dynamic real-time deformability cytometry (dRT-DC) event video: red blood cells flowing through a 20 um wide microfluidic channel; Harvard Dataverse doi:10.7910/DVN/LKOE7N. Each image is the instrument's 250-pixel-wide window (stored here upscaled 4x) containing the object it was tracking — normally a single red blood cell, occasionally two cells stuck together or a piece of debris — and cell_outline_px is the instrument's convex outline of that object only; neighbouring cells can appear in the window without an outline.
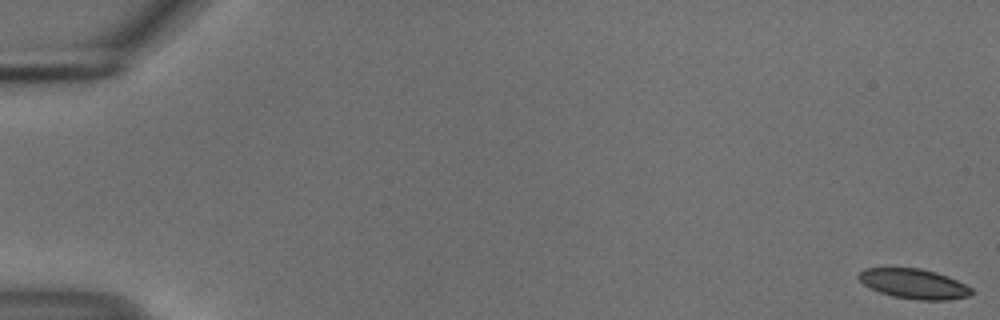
{"species": "common noctule bat (a hibernating species)", "species_latin": "Nyctalus noctula", "temperature_condition": "cold", "stored_images_in_passage": 55, "camera_frame_rate_fps": 3000, "um_per_image_px": 0.085, "animal": {"sex": "male", "body_mass_g": 18.8}, "frame": {"image": 1, "passage_image": 1, "time_ms": 0.0, "image_size_px": [1000, 320], "cell_outline_px": [[976, 292], [972, 296], [948, 300], [916, 300], [892, 296], [880, 292], [864, 284], [856, 276], [864, 268], [920, 268], [936, 272], [948, 276], [972, 288]], "centroid_in_image_um": [77.73, 24.13], "position_along_channel_um": 7.3, "area_um2": 19.77}}
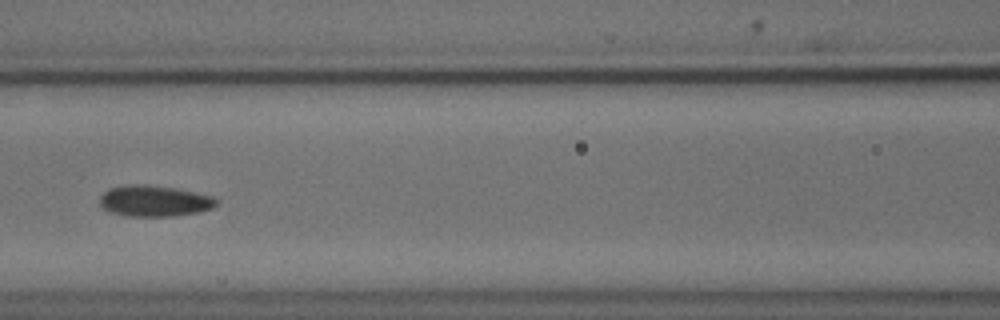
{"frame": {"image": 2, "passage_image": 26, "time_ms": 8.333, "image_size_px": [1000, 320], "cell_outline_px": [[216, 204], [212, 208], [196, 212], [176, 216], [124, 216], [100, 208], [100, 196], [108, 188], [124, 184], [148, 184], [176, 188], [216, 196]], "centroid_in_image_um": [13.09, 17.06], "position_along_channel_um": 153.5, "area_um2": 21.44}}
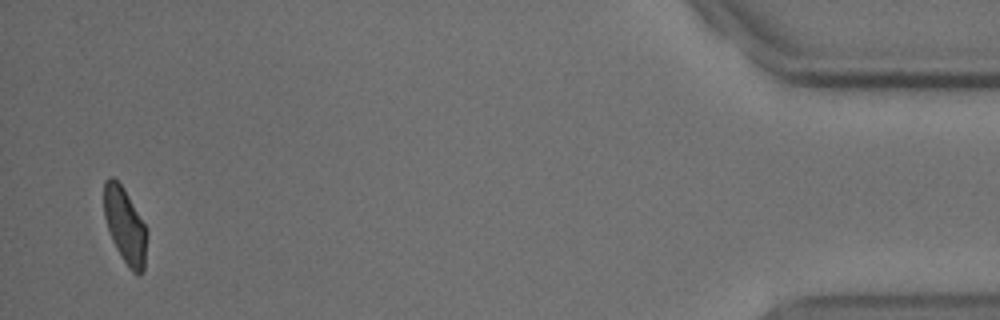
{"frame": {"image": 3, "passage_image": 54, "time_ms": 17.667, "image_size_px": [1000, 320], "cell_outline_px": [[148, 232], [144, 272], [140, 276], [132, 272], [128, 268], [116, 248], [112, 240], [104, 216], [104, 180], [108, 176], [112, 176], [124, 188], [144, 224]], "centroid_in_image_um": [10.64, 19.21], "position_along_channel_um": 424.6, "area_um2": 19.07}, "authors_computed_cell_mechanics": {"area_um2": 20.519, "velocity_mm_per_s": 3.7181, "shape_relaxation_time_tau1_ms": null, "shape_relaxation_time_tau2_ms": 1.6726, "deformation_change_tau1": null, "deformation_change_tau2": 0.0629}}